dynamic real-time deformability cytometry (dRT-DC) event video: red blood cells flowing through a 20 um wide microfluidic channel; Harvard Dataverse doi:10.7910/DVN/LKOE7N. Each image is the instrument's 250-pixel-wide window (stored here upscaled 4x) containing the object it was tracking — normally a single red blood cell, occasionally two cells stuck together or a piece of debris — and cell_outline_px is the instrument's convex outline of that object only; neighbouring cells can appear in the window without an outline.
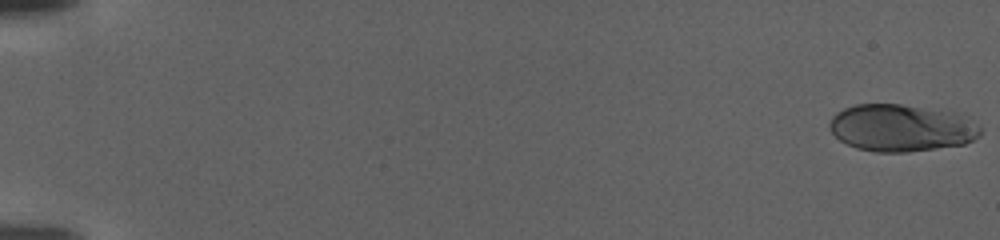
{"species": "human", "species_latin": "Homo sapiens", "temperature_condition": "warm", "stored_images_in_passage": 112, "camera_frame_rate_fps": 3000, "um_per_image_px": 0.085, "donor": {"sex": "female"}, "frame": {"image": 1, "passage_image": 1, "time_ms": 0.0, "image_size_px": [1000, 240], "cell_outline_px": [[980, 136], [964, 144], [908, 152], [876, 152], [856, 148], [840, 140], [828, 128], [828, 124], [832, 116], [836, 112], [844, 108], [856, 104], [900, 104], [952, 112], [960, 116], [980, 128]], "centroid_in_image_um": [76.53, 10.88], "position_along_channel_um": 8.5, "area_um2": 40.98}}
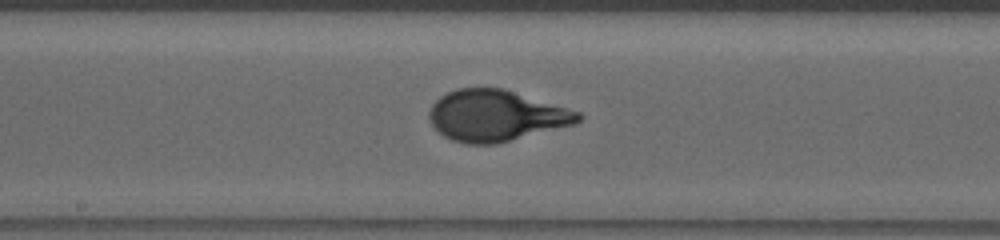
{"frame": {"image": 2, "passage_image": 63, "time_ms": 20.667, "image_size_px": [1000, 240], "cell_outline_px": [[584, 116], [576, 124], [496, 144], [468, 144], [452, 140], [444, 136], [432, 128], [428, 120], [428, 112], [432, 104], [440, 96], [456, 88], [504, 88], [580, 112]], "centroid_in_image_um": [42.13, 9.84], "position_along_channel_um": 206.1, "area_um2": 44.68}}
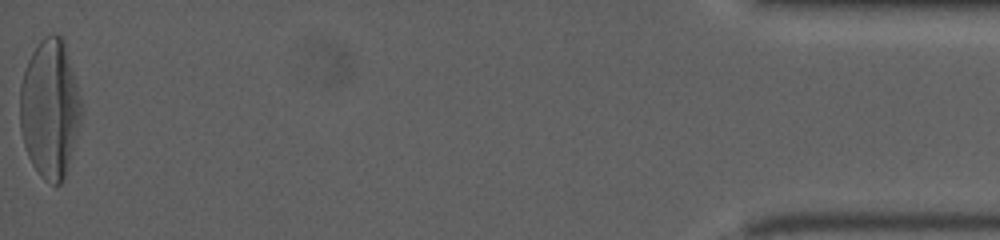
{"frame": {"image": 3, "passage_image": 112, "time_ms": 37.0, "image_size_px": [1000, 240], "cell_outline_px": [[80, 124], [64, 180], [60, 184], [52, 184], [44, 180], [40, 176], [32, 164], [28, 156], [24, 144], [20, 128], [20, 84], [28, 60], [32, 52], [40, 40], [44, 36], [60, 36], [64, 40], [80, 96]], "centroid_in_image_um": [4.22, 9.27], "position_along_channel_um": 431.0, "area_um2": 49.19}}